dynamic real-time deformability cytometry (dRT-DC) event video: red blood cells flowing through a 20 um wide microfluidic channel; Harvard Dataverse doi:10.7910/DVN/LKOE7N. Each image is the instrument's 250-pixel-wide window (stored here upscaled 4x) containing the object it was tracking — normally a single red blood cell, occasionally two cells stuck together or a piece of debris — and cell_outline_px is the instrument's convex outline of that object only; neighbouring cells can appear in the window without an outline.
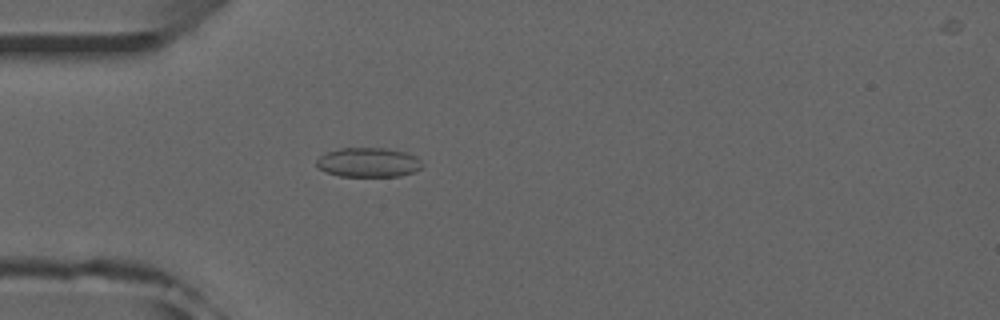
{"species": "common noctule bat (a hibernating species)", "species_latin": "Nyctalus noctula", "temperature_condition": "room temperature", "stored_images_in_passage": 41, "camera_frame_rate_fps": 3000, "um_per_image_px": 0.085, "animal": {"sex": "male", "forearm_length_mm": 52.5}, "frame": {"image": 1, "passage_image": 4, "time_ms": 1.0, "image_size_px": [1000, 320], "cell_outline_px": [[424, 164], [420, 168], [412, 172], [400, 176], [340, 176], [324, 172], [316, 164], [316, 160], [320, 156], [328, 152], [340, 148], [384, 148], [404, 152], [416, 156]], "centroid_in_image_um": [31.3, 13.8], "position_along_channel_um": 53.7, "area_um2": 18.03}}
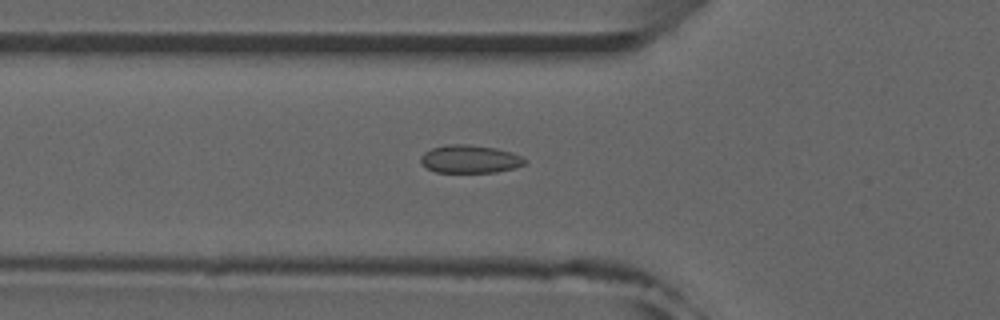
{"frame": {"image": 2, "passage_image": 7, "time_ms": 2.0, "image_size_px": [1000, 320], "cell_outline_px": [[528, 160], [524, 164], [516, 168], [496, 172], [436, 172], [428, 168], [420, 160], [420, 156], [424, 152], [432, 148], [444, 144], [468, 144], [496, 148], [512, 152]], "centroid_in_image_um": [39.96, 13.51], "position_along_channel_um": 85.8, "area_um2": 17.05}}
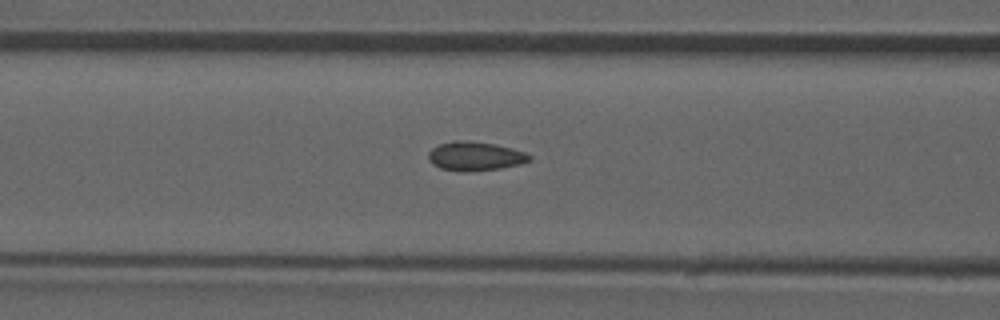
{"frame": {"image": 3, "passage_image": 10, "time_ms": 3.0, "image_size_px": [1000, 320], "cell_outline_px": [[532, 160], [520, 164], [500, 168], [464, 172], [440, 168], [432, 164], [428, 160], [428, 152], [432, 148], [440, 144], [452, 140], [456, 140], [492, 144], [512, 148], [524, 152], [532, 156]], "centroid_in_image_um": [40.37, 13.28], "position_along_channel_um": 126.2, "area_um2": 16.94}, "authors_computed_cell_mechanics": {"area_um2": 16.2996, "velocity_mm_per_s": 3.9737, "shape_relaxation_time_tau1_ms": null, "shape_relaxation_time_tau2_ms": 0.8937, "deformation_change_tau1": null, "deformation_change_tau2": 0.0704}}